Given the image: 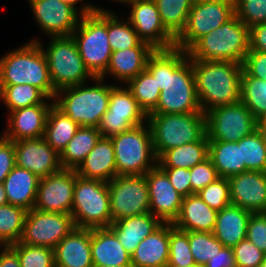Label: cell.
Segmentation results:
<instances>
[{
  "label": "cell",
  "mask_w": 266,
  "mask_h": 267,
  "mask_svg": "<svg viewBox=\"0 0 266 267\" xmlns=\"http://www.w3.org/2000/svg\"><path fill=\"white\" fill-rule=\"evenodd\" d=\"M146 71L161 90L158 103L149 114L202 112L192 60L185 50H155L147 61Z\"/></svg>",
  "instance_id": "1"
},
{
  "label": "cell",
  "mask_w": 266,
  "mask_h": 267,
  "mask_svg": "<svg viewBox=\"0 0 266 267\" xmlns=\"http://www.w3.org/2000/svg\"><path fill=\"white\" fill-rule=\"evenodd\" d=\"M191 60L197 97L203 113L241 100L242 64Z\"/></svg>",
  "instance_id": "2"
},
{
  "label": "cell",
  "mask_w": 266,
  "mask_h": 267,
  "mask_svg": "<svg viewBox=\"0 0 266 267\" xmlns=\"http://www.w3.org/2000/svg\"><path fill=\"white\" fill-rule=\"evenodd\" d=\"M29 84L54 100L56 89L50 79L46 55L34 40L0 59V85Z\"/></svg>",
  "instance_id": "3"
},
{
  "label": "cell",
  "mask_w": 266,
  "mask_h": 267,
  "mask_svg": "<svg viewBox=\"0 0 266 267\" xmlns=\"http://www.w3.org/2000/svg\"><path fill=\"white\" fill-rule=\"evenodd\" d=\"M250 50L249 27L236 15L202 36L188 51L190 59L242 64Z\"/></svg>",
  "instance_id": "4"
},
{
  "label": "cell",
  "mask_w": 266,
  "mask_h": 267,
  "mask_svg": "<svg viewBox=\"0 0 266 267\" xmlns=\"http://www.w3.org/2000/svg\"><path fill=\"white\" fill-rule=\"evenodd\" d=\"M94 81L98 82L95 86L88 87L84 83L56 91L54 104L79 126L98 127L108 110L111 90L115 86L104 85L100 77Z\"/></svg>",
  "instance_id": "5"
},
{
  "label": "cell",
  "mask_w": 266,
  "mask_h": 267,
  "mask_svg": "<svg viewBox=\"0 0 266 267\" xmlns=\"http://www.w3.org/2000/svg\"><path fill=\"white\" fill-rule=\"evenodd\" d=\"M154 154L157 159L168 149L197 142L206 134L203 112L148 114Z\"/></svg>",
  "instance_id": "6"
},
{
  "label": "cell",
  "mask_w": 266,
  "mask_h": 267,
  "mask_svg": "<svg viewBox=\"0 0 266 267\" xmlns=\"http://www.w3.org/2000/svg\"><path fill=\"white\" fill-rule=\"evenodd\" d=\"M79 54L89 71L100 77L107 69L112 50L107 33V11L97 9L81 19L72 33Z\"/></svg>",
  "instance_id": "7"
},
{
  "label": "cell",
  "mask_w": 266,
  "mask_h": 267,
  "mask_svg": "<svg viewBox=\"0 0 266 267\" xmlns=\"http://www.w3.org/2000/svg\"><path fill=\"white\" fill-rule=\"evenodd\" d=\"M71 215L76 228H108L112 224L108 183L76 174Z\"/></svg>",
  "instance_id": "8"
},
{
  "label": "cell",
  "mask_w": 266,
  "mask_h": 267,
  "mask_svg": "<svg viewBox=\"0 0 266 267\" xmlns=\"http://www.w3.org/2000/svg\"><path fill=\"white\" fill-rule=\"evenodd\" d=\"M110 138L114 146L117 176L145 175L157 165L148 124Z\"/></svg>",
  "instance_id": "9"
},
{
  "label": "cell",
  "mask_w": 266,
  "mask_h": 267,
  "mask_svg": "<svg viewBox=\"0 0 266 267\" xmlns=\"http://www.w3.org/2000/svg\"><path fill=\"white\" fill-rule=\"evenodd\" d=\"M42 48L46 55L50 79L56 90L84 84L88 78H96L83 62L72 36L51 37L47 50Z\"/></svg>",
  "instance_id": "10"
},
{
  "label": "cell",
  "mask_w": 266,
  "mask_h": 267,
  "mask_svg": "<svg viewBox=\"0 0 266 267\" xmlns=\"http://www.w3.org/2000/svg\"><path fill=\"white\" fill-rule=\"evenodd\" d=\"M205 116L209 141L238 142L260 126L241 100L213 108Z\"/></svg>",
  "instance_id": "11"
},
{
  "label": "cell",
  "mask_w": 266,
  "mask_h": 267,
  "mask_svg": "<svg viewBox=\"0 0 266 267\" xmlns=\"http://www.w3.org/2000/svg\"><path fill=\"white\" fill-rule=\"evenodd\" d=\"M112 223L150 212L149 188L145 175H122L108 181Z\"/></svg>",
  "instance_id": "12"
},
{
  "label": "cell",
  "mask_w": 266,
  "mask_h": 267,
  "mask_svg": "<svg viewBox=\"0 0 266 267\" xmlns=\"http://www.w3.org/2000/svg\"><path fill=\"white\" fill-rule=\"evenodd\" d=\"M234 15L235 9L228 4L195 0L185 28L175 38L174 48L187 52L202 36L221 27Z\"/></svg>",
  "instance_id": "13"
},
{
  "label": "cell",
  "mask_w": 266,
  "mask_h": 267,
  "mask_svg": "<svg viewBox=\"0 0 266 267\" xmlns=\"http://www.w3.org/2000/svg\"><path fill=\"white\" fill-rule=\"evenodd\" d=\"M74 228L71 214L43 212L33 208L27 212L19 243L54 249Z\"/></svg>",
  "instance_id": "14"
},
{
  "label": "cell",
  "mask_w": 266,
  "mask_h": 267,
  "mask_svg": "<svg viewBox=\"0 0 266 267\" xmlns=\"http://www.w3.org/2000/svg\"><path fill=\"white\" fill-rule=\"evenodd\" d=\"M147 118L148 115L128 88L115 85L111 90L108 110L101 118L98 129L101 137L110 138L144 124Z\"/></svg>",
  "instance_id": "15"
},
{
  "label": "cell",
  "mask_w": 266,
  "mask_h": 267,
  "mask_svg": "<svg viewBox=\"0 0 266 267\" xmlns=\"http://www.w3.org/2000/svg\"><path fill=\"white\" fill-rule=\"evenodd\" d=\"M37 24L51 37L72 36L78 26L81 15L93 13L97 8L84 5L80 17L77 9L60 0H28Z\"/></svg>",
  "instance_id": "16"
},
{
  "label": "cell",
  "mask_w": 266,
  "mask_h": 267,
  "mask_svg": "<svg viewBox=\"0 0 266 267\" xmlns=\"http://www.w3.org/2000/svg\"><path fill=\"white\" fill-rule=\"evenodd\" d=\"M75 180V169H61L57 173L41 178L34 209L71 214Z\"/></svg>",
  "instance_id": "17"
},
{
  "label": "cell",
  "mask_w": 266,
  "mask_h": 267,
  "mask_svg": "<svg viewBox=\"0 0 266 267\" xmlns=\"http://www.w3.org/2000/svg\"><path fill=\"white\" fill-rule=\"evenodd\" d=\"M130 6L128 21L142 42L148 43L155 50L174 48L175 37L162 24L154 0H139Z\"/></svg>",
  "instance_id": "18"
},
{
  "label": "cell",
  "mask_w": 266,
  "mask_h": 267,
  "mask_svg": "<svg viewBox=\"0 0 266 267\" xmlns=\"http://www.w3.org/2000/svg\"><path fill=\"white\" fill-rule=\"evenodd\" d=\"M16 166L44 178L62 169L60 154L44 138L14 141Z\"/></svg>",
  "instance_id": "19"
},
{
  "label": "cell",
  "mask_w": 266,
  "mask_h": 267,
  "mask_svg": "<svg viewBox=\"0 0 266 267\" xmlns=\"http://www.w3.org/2000/svg\"><path fill=\"white\" fill-rule=\"evenodd\" d=\"M145 176L149 188L150 213L163 223H173L180 213L183 197L158 165Z\"/></svg>",
  "instance_id": "20"
},
{
  "label": "cell",
  "mask_w": 266,
  "mask_h": 267,
  "mask_svg": "<svg viewBox=\"0 0 266 267\" xmlns=\"http://www.w3.org/2000/svg\"><path fill=\"white\" fill-rule=\"evenodd\" d=\"M230 201L252 213L266 212V172L245 171L228 178Z\"/></svg>",
  "instance_id": "21"
},
{
  "label": "cell",
  "mask_w": 266,
  "mask_h": 267,
  "mask_svg": "<svg viewBox=\"0 0 266 267\" xmlns=\"http://www.w3.org/2000/svg\"><path fill=\"white\" fill-rule=\"evenodd\" d=\"M54 101L47 104L32 105L10 112L8 129L3 137L11 141L23 139L43 138L45 133L48 113Z\"/></svg>",
  "instance_id": "22"
},
{
  "label": "cell",
  "mask_w": 266,
  "mask_h": 267,
  "mask_svg": "<svg viewBox=\"0 0 266 267\" xmlns=\"http://www.w3.org/2000/svg\"><path fill=\"white\" fill-rule=\"evenodd\" d=\"M55 267H93L91 229L74 228L54 248Z\"/></svg>",
  "instance_id": "23"
},
{
  "label": "cell",
  "mask_w": 266,
  "mask_h": 267,
  "mask_svg": "<svg viewBox=\"0 0 266 267\" xmlns=\"http://www.w3.org/2000/svg\"><path fill=\"white\" fill-rule=\"evenodd\" d=\"M81 178L108 182L117 176L114 146L111 138L100 137L95 147L75 169Z\"/></svg>",
  "instance_id": "24"
},
{
  "label": "cell",
  "mask_w": 266,
  "mask_h": 267,
  "mask_svg": "<svg viewBox=\"0 0 266 267\" xmlns=\"http://www.w3.org/2000/svg\"><path fill=\"white\" fill-rule=\"evenodd\" d=\"M91 257L93 265L132 267L131 255L109 227L91 229Z\"/></svg>",
  "instance_id": "25"
},
{
  "label": "cell",
  "mask_w": 266,
  "mask_h": 267,
  "mask_svg": "<svg viewBox=\"0 0 266 267\" xmlns=\"http://www.w3.org/2000/svg\"><path fill=\"white\" fill-rule=\"evenodd\" d=\"M218 211L208 206L195 193L182 199L178 217L172 223L181 231L213 233Z\"/></svg>",
  "instance_id": "26"
},
{
  "label": "cell",
  "mask_w": 266,
  "mask_h": 267,
  "mask_svg": "<svg viewBox=\"0 0 266 267\" xmlns=\"http://www.w3.org/2000/svg\"><path fill=\"white\" fill-rule=\"evenodd\" d=\"M169 261V223L145 237L131 255L132 267H166Z\"/></svg>",
  "instance_id": "27"
},
{
  "label": "cell",
  "mask_w": 266,
  "mask_h": 267,
  "mask_svg": "<svg viewBox=\"0 0 266 267\" xmlns=\"http://www.w3.org/2000/svg\"><path fill=\"white\" fill-rule=\"evenodd\" d=\"M162 224L163 222L159 218L149 212L119 219L109 228L116 234L125 250L132 255L139 243Z\"/></svg>",
  "instance_id": "28"
},
{
  "label": "cell",
  "mask_w": 266,
  "mask_h": 267,
  "mask_svg": "<svg viewBox=\"0 0 266 267\" xmlns=\"http://www.w3.org/2000/svg\"><path fill=\"white\" fill-rule=\"evenodd\" d=\"M154 51L153 47H132L114 51L106 71L100 78L104 80L105 74L110 73L117 80L127 83L146 70L147 61Z\"/></svg>",
  "instance_id": "29"
},
{
  "label": "cell",
  "mask_w": 266,
  "mask_h": 267,
  "mask_svg": "<svg viewBox=\"0 0 266 267\" xmlns=\"http://www.w3.org/2000/svg\"><path fill=\"white\" fill-rule=\"evenodd\" d=\"M250 211L236 205H228L218 211L213 235L225 246L233 248L246 239Z\"/></svg>",
  "instance_id": "30"
},
{
  "label": "cell",
  "mask_w": 266,
  "mask_h": 267,
  "mask_svg": "<svg viewBox=\"0 0 266 267\" xmlns=\"http://www.w3.org/2000/svg\"><path fill=\"white\" fill-rule=\"evenodd\" d=\"M39 180L31 171L15 166L3 181L8 204L23 207L27 211L33 209Z\"/></svg>",
  "instance_id": "31"
},
{
  "label": "cell",
  "mask_w": 266,
  "mask_h": 267,
  "mask_svg": "<svg viewBox=\"0 0 266 267\" xmlns=\"http://www.w3.org/2000/svg\"><path fill=\"white\" fill-rule=\"evenodd\" d=\"M209 140L205 134L199 141L166 150L158 159L160 168L190 169L208 158Z\"/></svg>",
  "instance_id": "32"
},
{
  "label": "cell",
  "mask_w": 266,
  "mask_h": 267,
  "mask_svg": "<svg viewBox=\"0 0 266 267\" xmlns=\"http://www.w3.org/2000/svg\"><path fill=\"white\" fill-rule=\"evenodd\" d=\"M219 177L229 178L245 172L241 140L238 142L209 141V154Z\"/></svg>",
  "instance_id": "33"
},
{
  "label": "cell",
  "mask_w": 266,
  "mask_h": 267,
  "mask_svg": "<svg viewBox=\"0 0 266 267\" xmlns=\"http://www.w3.org/2000/svg\"><path fill=\"white\" fill-rule=\"evenodd\" d=\"M100 137L98 127L80 126L60 154L62 169H76L95 147Z\"/></svg>",
  "instance_id": "34"
},
{
  "label": "cell",
  "mask_w": 266,
  "mask_h": 267,
  "mask_svg": "<svg viewBox=\"0 0 266 267\" xmlns=\"http://www.w3.org/2000/svg\"><path fill=\"white\" fill-rule=\"evenodd\" d=\"M80 126L55 104L48 113L44 139L59 154L66 148Z\"/></svg>",
  "instance_id": "35"
},
{
  "label": "cell",
  "mask_w": 266,
  "mask_h": 267,
  "mask_svg": "<svg viewBox=\"0 0 266 267\" xmlns=\"http://www.w3.org/2000/svg\"><path fill=\"white\" fill-rule=\"evenodd\" d=\"M107 11V33L112 52L132 47H152L148 43L142 42L129 21H119L117 14Z\"/></svg>",
  "instance_id": "36"
},
{
  "label": "cell",
  "mask_w": 266,
  "mask_h": 267,
  "mask_svg": "<svg viewBox=\"0 0 266 267\" xmlns=\"http://www.w3.org/2000/svg\"><path fill=\"white\" fill-rule=\"evenodd\" d=\"M165 28L176 38L185 28L195 0H154Z\"/></svg>",
  "instance_id": "37"
},
{
  "label": "cell",
  "mask_w": 266,
  "mask_h": 267,
  "mask_svg": "<svg viewBox=\"0 0 266 267\" xmlns=\"http://www.w3.org/2000/svg\"><path fill=\"white\" fill-rule=\"evenodd\" d=\"M242 162L245 171L266 172L265 127L261 125L241 139Z\"/></svg>",
  "instance_id": "38"
},
{
  "label": "cell",
  "mask_w": 266,
  "mask_h": 267,
  "mask_svg": "<svg viewBox=\"0 0 266 267\" xmlns=\"http://www.w3.org/2000/svg\"><path fill=\"white\" fill-rule=\"evenodd\" d=\"M0 99L9 111L42 104L48 98L40 89L29 84L0 85Z\"/></svg>",
  "instance_id": "39"
},
{
  "label": "cell",
  "mask_w": 266,
  "mask_h": 267,
  "mask_svg": "<svg viewBox=\"0 0 266 267\" xmlns=\"http://www.w3.org/2000/svg\"><path fill=\"white\" fill-rule=\"evenodd\" d=\"M241 101L261 123L266 118V81L242 71Z\"/></svg>",
  "instance_id": "40"
},
{
  "label": "cell",
  "mask_w": 266,
  "mask_h": 267,
  "mask_svg": "<svg viewBox=\"0 0 266 267\" xmlns=\"http://www.w3.org/2000/svg\"><path fill=\"white\" fill-rule=\"evenodd\" d=\"M27 212L11 204L0 206V245L9 246L20 241Z\"/></svg>",
  "instance_id": "41"
},
{
  "label": "cell",
  "mask_w": 266,
  "mask_h": 267,
  "mask_svg": "<svg viewBox=\"0 0 266 267\" xmlns=\"http://www.w3.org/2000/svg\"><path fill=\"white\" fill-rule=\"evenodd\" d=\"M127 88L139 106L148 115L157 105L161 90L154 78L144 70L127 82Z\"/></svg>",
  "instance_id": "42"
},
{
  "label": "cell",
  "mask_w": 266,
  "mask_h": 267,
  "mask_svg": "<svg viewBox=\"0 0 266 267\" xmlns=\"http://www.w3.org/2000/svg\"><path fill=\"white\" fill-rule=\"evenodd\" d=\"M167 266L197 267L189 244V232L169 223V261Z\"/></svg>",
  "instance_id": "43"
},
{
  "label": "cell",
  "mask_w": 266,
  "mask_h": 267,
  "mask_svg": "<svg viewBox=\"0 0 266 267\" xmlns=\"http://www.w3.org/2000/svg\"><path fill=\"white\" fill-rule=\"evenodd\" d=\"M189 244L197 267H203L224 245L210 232H189Z\"/></svg>",
  "instance_id": "44"
},
{
  "label": "cell",
  "mask_w": 266,
  "mask_h": 267,
  "mask_svg": "<svg viewBox=\"0 0 266 267\" xmlns=\"http://www.w3.org/2000/svg\"><path fill=\"white\" fill-rule=\"evenodd\" d=\"M9 247L17 254L21 267H55L54 249L19 242Z\"/></svg>",
  "instance_id": "45"
},
{
  "label": "cell",
  "mask_w": 266,
  "mask_h": 267,
  "mask_svg": "<svg viewBox=\"0 0 266 267\" xmlns=\"http://www.w3.org/2000/svg\"><path fill=\"white\" fill-rule=\"evenodd\" d=\"M197 194L208 206L217 211L231 204L228 178L218 177Z\"/></svg>",
  "instance_id": "46"
},
{
  "label": "cell",
  "mask_w": 266,
  "mask_h": 267,
  "mask_svg": "<svg viewBox=\"0 0 266 267\" xmlns=\"http://www.w3.org/2000/svg\"><path fill=\"white\" fill-rule=\"evenodd\" d=\"M235 15L249 28L266 23V0H238Z\"/></svg>",
  "instance_id": "47"
},
{
  "label": "cell",
  "mask_w": 266,
  "mask_h": 267,
  "mask_svg": "<svg viewBox=\"0 0 266 267\" xmlns=\"http://www.w3.org/2000/svg\"><path fill=\"white\" fill-rule=\"evenodd\" d=\"M232 250L237 267H260L266 255L248 239L241 240Z\"/></svg>",
  "instance_id": "48"
},
{
  "label": "cell",
  "mask_w": 266,
  "mask_h": 267,
  "mask_svg": "<svg viewBox=\"0 0 266 267\" xmlns=\"http://www.w3.org/2000/svg\"><path fill=\"white\" fill-rule=\"evenodd\" d=\"M191 195L214 182L219 176L211 159L208 157L203 162L190 168Z\"/></svg>",
  "instance_id": "49"
},
{
  "label": "cell",
  "mask_w": 266,
  "mask_h": 267,
  "mask_svg": "<svg viewBox=\"0 0 266 267\" xmlns=\"http://www.w3.org/2000/svg\"><path fill=\"white\" fill-rule=\"evenodd\" d=\"M246 239L266 254V212L251 213Z\"/></svg>",
  "instance_id": "50"
},
{
  "label": "cell",
  "mask_w": 266,
  "mask_h": 267,
  "mask_svg": "<svg viewBox=\"0 0 266 267\" xmlns=\"http://www.w3.org/2000/svg\"><path fill=\"white\" fill-rule=\"evenodd\" d=\"M243 71L254 78L266 81V53L249 51L242 63Z\"/></svg>",
  "instance_id": "51"
},
{
  "label": "cell",
  "mask_w": 266,
  "mask_h": 267,
  "mask_svg": "<svg viewBox=\"0 0 266 267\" xmlns=\"http://www.w3.org/2000/svg\"><path fill=\"white\" fill-rule=\"evenodd\" d=\"M168 176L170 183L184 198L191 195L190 169L186 168H161Z\"/></svg>",
  "instance_id": "52"
},
{
  "label": "cell",
  "mask_w": 266,
  "mask_h": 267,
  "mask_svg": "<svg viewBox=\"0 0 266 267\" xmlns=\"http://www.w3.org/2000/svg\"><path fill=\"white\" fill-rule=\"evenodd\" d=\"M16 166L14 141L0 137V183Z\"/></svg>",
  "instance_id": "53"
},
{
  "label": "cell",
  "mask_w": 266,
  "mask_h": 267,
  "mask_svg": "<svg viewBox=\"0 0 266 267\" xmlns=\"http://www.w3.org/2000/svg\"><path fill=\"white\" fill-rule=\"evenodd\" d=\"M249 51L266 53V23L257 24L249 28Z\"/></svg>",
  "instance_id": "54"
},
{
  "label": "cell",
  "mask_w": 266,
  "mask_h": 267,
  "mask_svg": "<svg viewBox=\"0 0 266 267\" xmlns=\"http://www.w3.org/2000/svg\"><path fill=\"white\" fill-rule=\"evenodd\" d=\"M203 267H237L232 248L224 246Z\"/></svg>",
  "instance_id": "55"
},
{
  "label": "cell",
  "mask_w": 266,
  "mask_h": 267,
  "mask_svg": "<svg viewBox=\"0 0 266 267\" xmlns=\"http://www.w3.org/2000/svg\"><path fill=\"white\" fill-rule=\"evenodd\" d=\"M0 267H21L17 254L9 246L0 252Z\"/></svg>",
  "instance_id": "56"
},
{
  "label": "cell",
  "mask_w": 266,
  "mask_h": 267,
  "mask_svg": "<svg viewBox=\"0 0 266 267\" xmlns=\"http://www.w3.org/2000/svg\"><path fill=\"white\" fill-rule=\"evenodd\" d=\"M205 2H212V3H222V4H228L232 6L234 9L237 6L238 0H202Z\"/></svg>",
  "instance_id": "57"
},
{
  "label": "cell",
  "mask_w": 266,
  "mask_h": 267,
  "mask_svg": "<svg viewBox=\"0 0 266 267\" xmlns=\"http://www.w3.org/2000/svg\"><path fill=\"white\" fill-rule=\"evenodd\" d=\"M8 204L7 195L4 190L3 183H0V206Z\"/></svg>",
  "instance_id": "58"
},
{
  "label": "cell",
  "mask_w": 266,
  "mask_h": 267,
  "mask_svg": "<svg viewBox=\"0 0 266 267\" xmlns=\"http://www.w3.org/2000/svg\"><path fill=\"white\" fill-rule=\"evenodd\" d=\"M60 1H62V2H64V3H67V4H69L70 6H72V7H74L75 8V6H76V3L78 2V1H83V0H60Z\"/></svg>",
  "instance_id": "59"
},
{
  "label": "cell",
  "mask_w": 266,
  "mask_h": 267,
  "mask_svg": "<svg viewBox=\"0 0 266 267\" xmlns=\"http://www.w3.org/2000/svg\"><path fill=\"white\" fill-rule=\"evenodd\" d=\"M115 1H118V2H120V3H127V4H133L134 2H137V1H139V0H115Z\"/></svg>",
  "instance_id": "60"
},
{
  "label": "cell",
  "mask_w": 266,
  "mask_h": 267,
  "mask_svg": "<svg viewBox=\"0 0 266 267\" xmlns=\"http://www.w3.org/2000/svg\"><path fill=\"white\" fill-rule=\"evenodd\" d=\"M260 267H266V255L264 256L263 262L260 264Z\"/></svg>",
  "instance_id": "61"
},
{
  "label": "cell",
  "mask_w": 266,
  "mask_h": 267,
  "mask_svg": "<svg viewBox=\"0 0 266 267\" xmlns=\"http://www.w3.org/2000/svg\"><path fill=\"white\" fill-rule=\"evenodd\" d=\"M262 127H266V118L260 123Z\"/></svg>",
  "instance_id": "62"
},
{
  "label": "cell",
  "mask_w": 266,
  "mask_h": 267,
  "mask_svg": "<svg viewBox=\"0 0 266 267\" xmlns=\"http://www.w3.org/2000/svg\"><path fill=\"white\" fill-rule=\"evenodd\" d=\"M93 267H111V266H99V265H93Z\"/></svg>",
  "instance_id": "63"
},
{
  "label": "cell",
  "mask_w": 266,
  "mask_h": 267,
  "mask_svg": "<svg viewBox=\"0 0 266 267\" xmlns=\"http://www.w3.org/2000/svg\"><path fill=\"white\" fill-rule=\"evenodd\" d=\"M265 143H266V127H265Z\"/></svg>",
  "instance_id": "64"
}]
</instances>
